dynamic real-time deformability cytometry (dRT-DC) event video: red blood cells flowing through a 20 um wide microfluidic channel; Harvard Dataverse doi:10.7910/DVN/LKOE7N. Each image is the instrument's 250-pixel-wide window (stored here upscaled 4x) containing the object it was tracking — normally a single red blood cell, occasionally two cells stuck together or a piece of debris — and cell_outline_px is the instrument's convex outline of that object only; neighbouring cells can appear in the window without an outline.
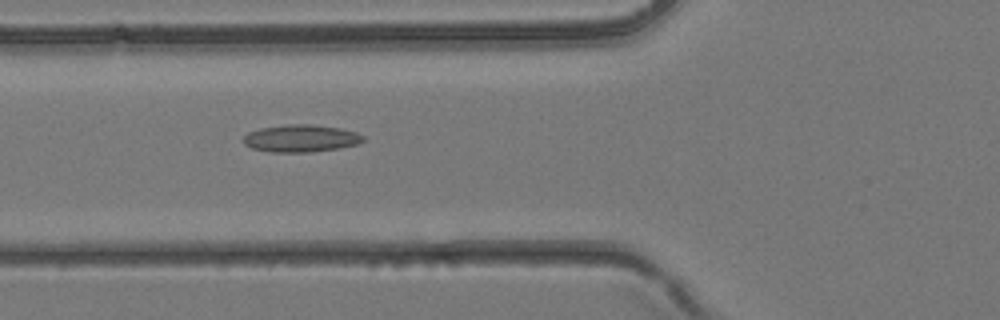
{"species": "common noctule bat (a hibernating species)", "species_latin": "Nyctalus noctula", "temperature_condition": "room temperature", "stored_images_in_passage": 39, "camera_frame_rate_fps": 3000, "um_per_image_px": 0.085, "animal": {"sex": "female", "body_mass_g": 24.6, "forearm_length_mm": 56.2}, "frame": {"image": 1, "passage_image": 15, "time_ms": 4.667, "image_size_px": [1000, 320], "cell_outline_px": [[364, 140], [356, 144], [340, 148], [312, 152], [268, 152], [252, 148], [244, 144], [244, 136], [248, 132], [260, 128], [288, 124], [312, 124], [340, 128], [356, 132], [364, 136]], "centroid_in_image_um": [25.57, 11.76], "position_along_channel_um": 100.2, "area_um2": 19.13}}
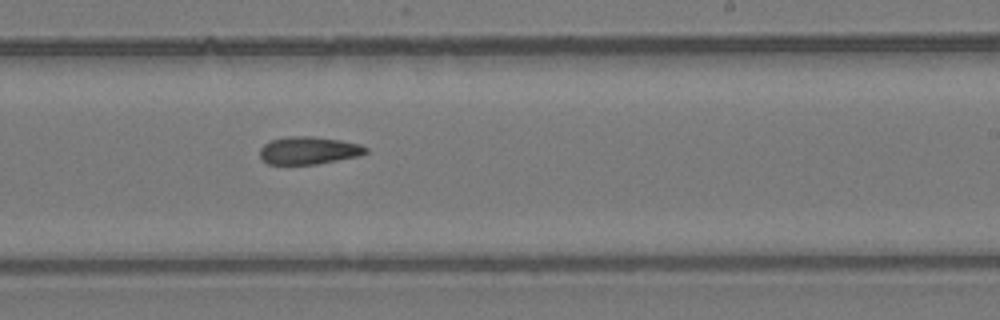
{"frame": {"image": 2, "passage_image": 24, "time_ms": 7.667, "image_size_px": [1000, 320], "cell_outline_px": [[368, 152], [360, 156], [316, 164], [268, 164], [260, 156], [260, 148], [264, 144], [272, 140], [288, 136], [312, 136], [340, 140], [360, 144], [368, 148]], "centroid_in_image_um": [26.26, 12.78], "position_along_channel_um": 262.7, "area_um2": 17.05}}
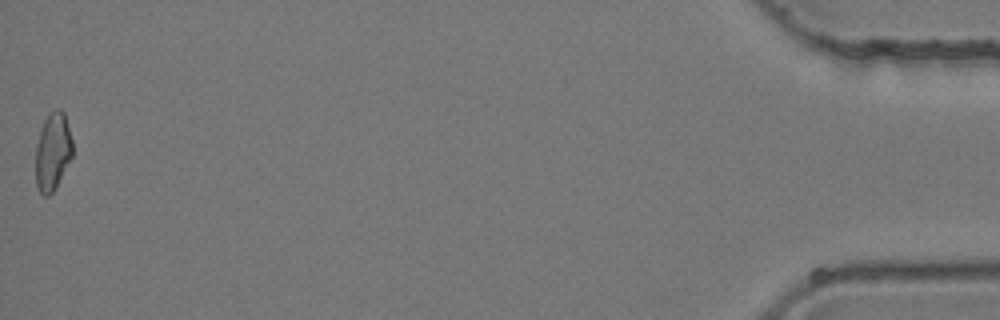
{"frame": {"image": 3, "passage_image": 39, "time_ms": 12.667, "image_size_px": [1000, 320], "cell_outline_px": [[72, 156], [56, 188], [48, 196], [44, 196], [40, 192], [36, 184], [36, 144], [44, 120], [48, 112], [56, 108], [60, 108], [64, 112], [72, 140]], "centroid_in_image_um": [4.48, 12.86], "position_along_channel_um": 430.7, "area_um2": 16.76}}